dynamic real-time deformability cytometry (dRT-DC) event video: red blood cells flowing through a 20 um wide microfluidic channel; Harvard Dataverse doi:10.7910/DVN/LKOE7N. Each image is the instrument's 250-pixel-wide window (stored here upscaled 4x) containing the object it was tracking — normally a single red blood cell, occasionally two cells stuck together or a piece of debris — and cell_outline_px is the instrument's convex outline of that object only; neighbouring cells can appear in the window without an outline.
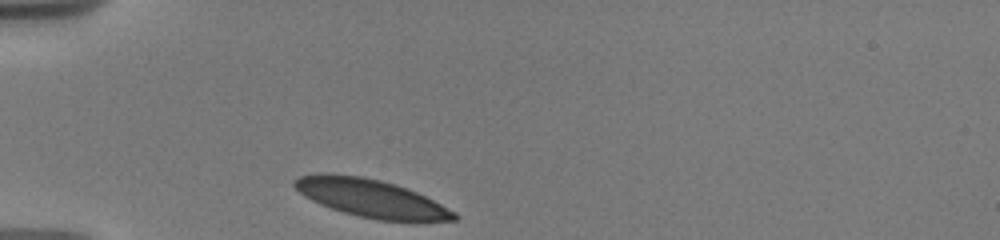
{"species": "human", "species_latin": "Homo sapiens", "temperature_condition": "warm", "stored_images_in_passage": 28, "camera_frame_rate_fps": 3000, "um_per_image_px": 0.085, "donor": {"sex": "male"}, "frame": {"image": 1, "passage_image": 1, "time_ms": 0.0, "image_size_px": [1000, 240], "cell_outline_px": [[460, 216], [456, 220], [376, 220], [344, 212], [320, 204], [304, 196], [292, 184], [292, 180], [300, 176], [316, 172], [328, 172], [364, 176], [396, 184], [408, 188], [456, 212]], "centroid_in_image_um": [31.47, 16.81], "position_along_channel_um": 53.5, "area_um2": 35.2}}
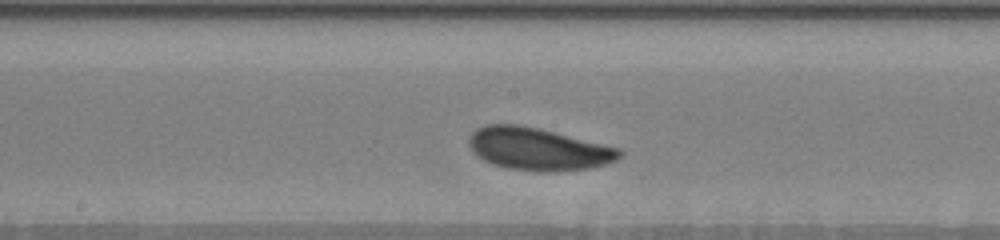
{"frame": {"image": 2, "passage_image": 14, "time_ms": 4.667, "image_size_px": [1000, 240], "cell_outline_px": [[624, 152], [616, 160], [604, 164], [588, 168], [556, 172], [536, 172], [508, 168], [492, 164], [484, 160], [472, 152], [468, 144], [468, 136], [476, 128], [488, 124], [520, 124], [540, 128], [620, 148]], "centroid_in_image_um": [45.71, 12.66], "position_along_channel_um": 202.5, "area_um2": 37.63}}
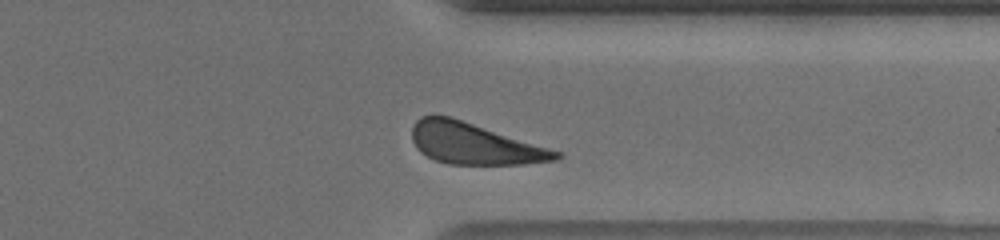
{"frame": {"image": 3, "passage_image": 27, "time_ms": 9.333, "image_size_px": [1000, 240], "cell_outline_px": [[564, 156], [556, 160], [524, 164], [448, 164], [436, 160], [420, 152], [416, 148], [412, 140], [412, 124], [420, 116], [432, 112], [452, 116], [560, 152]], "centroid_in_image_um": [40.24, 12.17], "position_along_channel_um": 371.2, "area_um2": 34.91}, "authors_computed_cell_mechanics": {"area_um2": 35.8071, "velocity_mm_per_s": 3.5992, "shape_relaxation_time_tau1_ms": 1.8804, "shape_relaxation_time_tau2_ms": null, "deformation_change_tau1": 0.1012, "deformation_change_tau2": null}}